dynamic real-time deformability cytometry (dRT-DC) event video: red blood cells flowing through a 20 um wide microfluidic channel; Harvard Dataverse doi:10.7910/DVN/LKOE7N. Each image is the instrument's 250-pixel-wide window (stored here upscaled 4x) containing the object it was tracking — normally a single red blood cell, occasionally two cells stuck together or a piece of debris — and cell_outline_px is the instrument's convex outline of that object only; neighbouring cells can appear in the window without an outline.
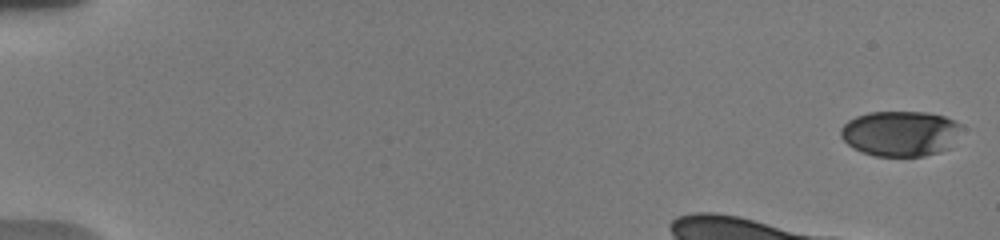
{"species": "human", "species_latin": "Homo sapiens", "temperature_condition": "warm", "stored_images_in_passage": 17, "camera_frame_rate_fps": 3000, "um_per_image_px": 0.085, "donor": {"sex": "male"}, "frame": {"image": 1, "passage_image": 1, "time_ms": 0.0, "image_size_px": [1000, 240], "cell_outline_px": [[964, 124], [948, 148], [940, 152], [924, 156], [876, 156], [852, 148], [840, 136], [840, 128], [848, 120], [856, 116], [868, 112], [928, 112], [944, 116]], "centroid_in_image_um": [76.52, 11.33], "position_along_channel_um": 8.5, "area_um2": 32.02}}
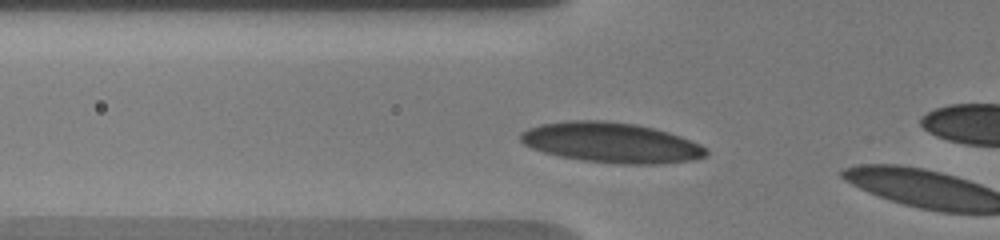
{"frame": {"image": 2, "passage_image": 16, "time_ms": 4.667, "image_size_px": [1000, 240], "cell_outline_px": [[708, 156], [692, 160], [660, 164], [624, 164], [584, 160], [560, 156], [544, 152], [532, 148], [524, 144], [520, 140], [520, 132], [528, 128], [540, 124], [568, 120], [604, 120], [636, 124], [668, 132], [692, 140], [708, 148]], "centroid_in_image_um": [51.98, 12.12], "position_along_channel_um": 73.8, "area_um2": 43.58}}